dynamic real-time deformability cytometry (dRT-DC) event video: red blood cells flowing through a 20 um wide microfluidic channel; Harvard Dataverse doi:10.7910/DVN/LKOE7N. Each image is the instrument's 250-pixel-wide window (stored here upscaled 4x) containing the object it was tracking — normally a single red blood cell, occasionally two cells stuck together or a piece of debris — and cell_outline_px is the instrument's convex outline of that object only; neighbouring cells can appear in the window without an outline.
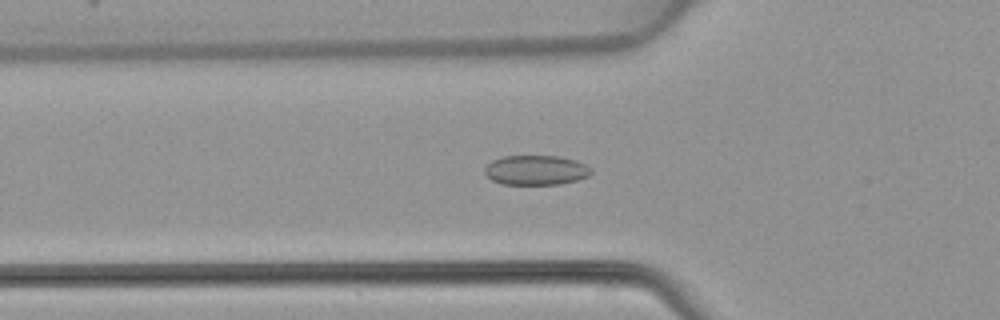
{"species": "common noctule bat (a hibernating species)", "species_latin": "Nyctalus noctula", "temperature_condition": "warm", "stored_images_in_passage": 48, "camera_frame_rate_fps": 3000, "um_per_image_px": 0.085, "animal": {"sex": "female", "body_mass_g": 22.7, "forearm_length_mm": 54.2}, "frame": {"image": 1, "passage_image": 17, "time_ms": 5.333, "image_size_px": [1000, 320], "cell_outline_px": [[592, 172], [588, 176], [576, 180], [560, 184], [500, 184], [492, 180], [484, 172], [484, 168], [492, 160], [504, 156], [556, 156], [576, 160], [592, 168]], "centroid_in_image_um": [45.55, 14.46], "position_along_channel_um": 80.3, "area_um2": 18.38}}
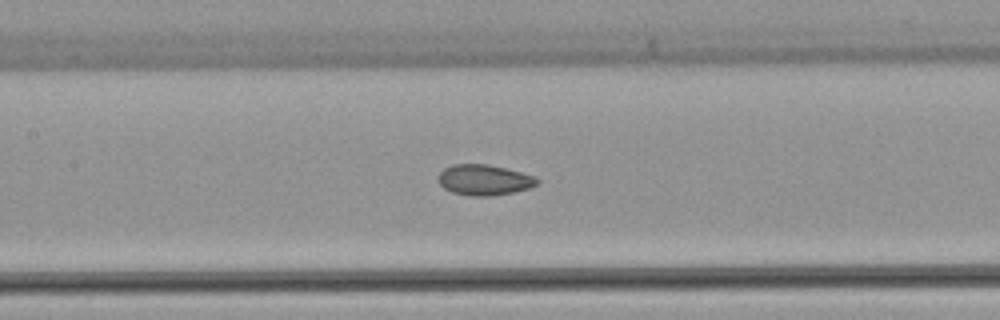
{"frame": {"image": 2, "passage_image": 23, "time_ms": 7.333, "image_size_px": [1000, 320], "cell_outline_px": [[540, 180], [536, 184], [528, 188], [512, 192], [492, 196], [468, 196], [452, 192], [444, 188], [440, 184], [440, 172], [444, 168], [452, 164], [488, 164], [536, 176]], "centroid_in_image_um": [41.15, 15.29], "position_along_channel_um": 166.2, "area_um2": 17.51}}
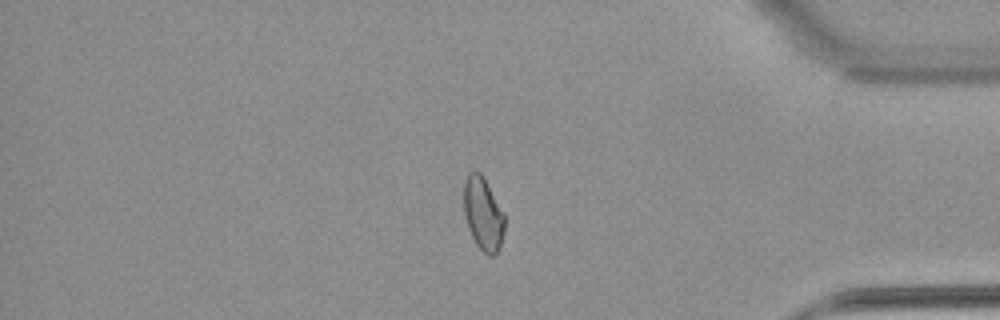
{"frame": {"image": 3, "passage_image": 41, "time_ms": 13.333, "image_size_px": [1000, 320], "cell_outline_px": [[504, 232], [500, 244], [496, 252], [492, 256], [488, 256], [476, 244], [468, 228], [464, 212], [464, 180], [468, 172], [472, 168], [480, 172], [484, 176], [504, 212]], "centroid_in_image_um": [41.05, 18.1], "position_along_channel_um": 394.1, "area_um2": 17.57}}